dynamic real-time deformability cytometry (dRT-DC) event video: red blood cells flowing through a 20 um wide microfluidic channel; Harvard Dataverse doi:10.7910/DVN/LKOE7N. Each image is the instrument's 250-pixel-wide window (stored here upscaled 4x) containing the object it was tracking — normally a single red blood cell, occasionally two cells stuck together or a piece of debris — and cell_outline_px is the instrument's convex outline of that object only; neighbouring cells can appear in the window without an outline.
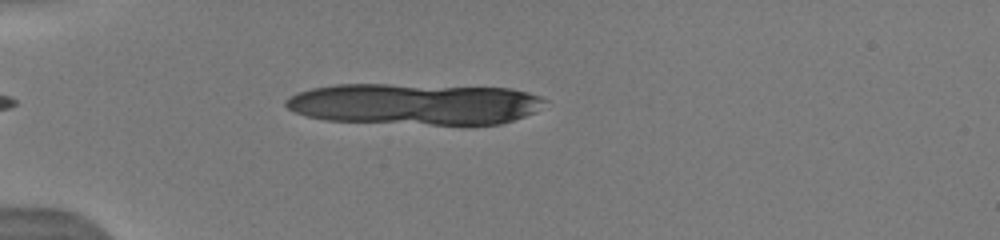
{"species": "human", "species_latin": "Homo sapiens", "temperature_condition": "warm", "stored_images_in_passage": 15, "camera_frame_rate_fps": 3000, "um_per_image_px": 0.085, "donor": {"sex": "male"}, "frame": {"image": 1, "passage_image": 9, "time_ms": 1.667, "image_size_px": [1000, 240], "cell_outline_px": [[548, 100], [536, 112], [500, 124], [432, 124], [324, 120], [304, 116], [288, 108], [284, 104], [284, 100], [288, 96], [296, 92], [312, 88], [336, 84], [388, 84], [512, 88], [528, 92], [540, 96]], "centroid_in_image_um": [35.23, 8.83], "position_along_channel_um": 49.8, "area_um2": 62.66}}